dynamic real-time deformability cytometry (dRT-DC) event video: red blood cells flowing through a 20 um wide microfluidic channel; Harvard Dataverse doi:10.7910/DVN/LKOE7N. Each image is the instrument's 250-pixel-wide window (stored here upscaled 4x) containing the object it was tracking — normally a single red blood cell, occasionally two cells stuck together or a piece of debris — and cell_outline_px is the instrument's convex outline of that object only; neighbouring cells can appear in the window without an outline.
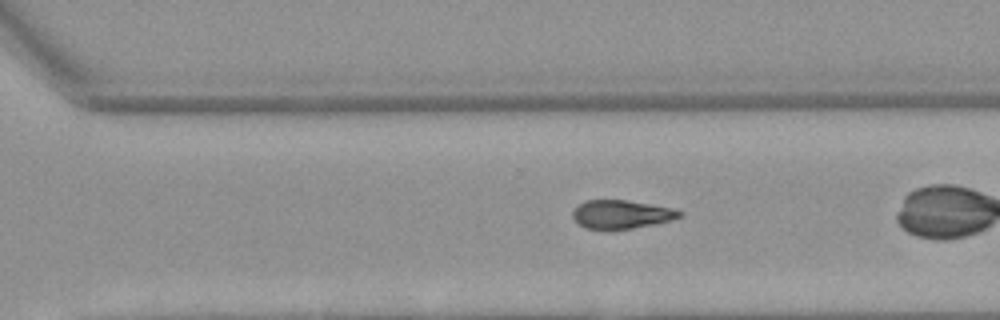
{"species": "Egyptian fruit bat (a non-hibernating species)", "species_latin": "Rousettus aegyptiacus", "temperature_condition": "warm", "stored_images_in_passage": 36, "camera_frame_rate_fps": 3000, "um_per_image_px": 0.085, "animal": {"sex": "female"}, "frame": {"image": 1, "passage_image": 31, "time_ms": 10.0, "image_size_px": [1000, 320], "cell_outline_px": [[684, 212], [680, 216], [672, 220], [632, 228], [608, 232], [584, 228], [576, 224], [572, 216], [572, 212], [580, 204], [588, 200], [624, 200], [672, 208]], "centroid_in_image_um": [52.75, 18.26], "position_along_channel_um": 317.9, "area_um2": 18.03}}